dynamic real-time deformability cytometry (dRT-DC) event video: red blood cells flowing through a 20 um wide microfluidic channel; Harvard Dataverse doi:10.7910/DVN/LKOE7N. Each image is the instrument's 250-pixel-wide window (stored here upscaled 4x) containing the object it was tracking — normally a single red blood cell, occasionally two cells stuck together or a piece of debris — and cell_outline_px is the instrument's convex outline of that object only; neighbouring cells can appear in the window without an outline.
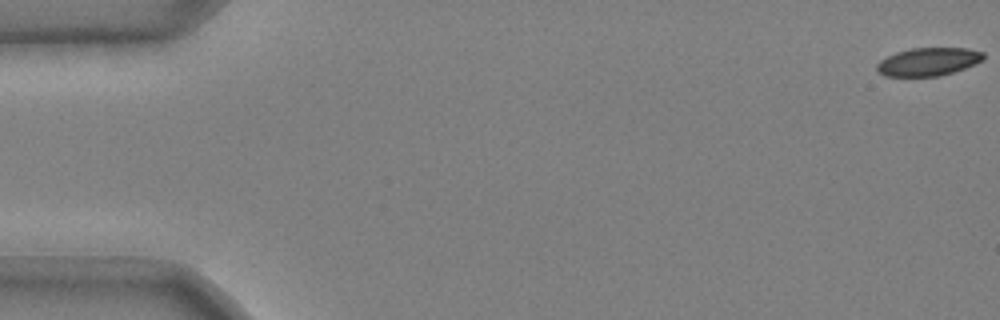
{"species": "common noctule bat (a hibernating species)", "species_latin": "Nyctalus noctula", "temperature_condition": "cold", "stored_images_in_passage": 48, "camera_frame_rate_fps": 3000, "um_per_image_px": 0.085, "animal": {"sex": "male", "body_mass_g": 20.4}, "frame": {"image": 1, "passage_image": 1, "time_ms": 0.0, "image_size_px": [1000, 320], "cell_outline_px": [[984, 60], [964, 68], [940, 76], [884, 76], [876, 72], [876, 64], [880, 60], [896, 52], [912, 48], [968, 48], [984, 52]], "centroid_in_image_um": [78.89, 5.24], "position_along_channel_um": 6.1, "area_um2": 17.51}}
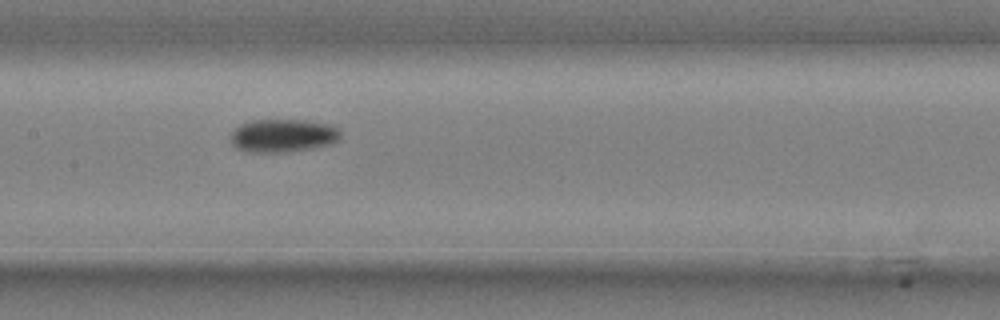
{"frame": {"image": 2, "passage_image": 27, "time_ms": 8.667, "image_size_px": [1000, 320], "cell_outline_px": [[340, 140], [332, 144], [312, 148], [288, 152], [248, 152], [236, 148], [232, 144], [232, 132], [240, 124], [252, 120], [308, 120], [336, 124], [340, 132]], "centroid_in_image_um": [24.12, 11.52], "position_along_channel_um": 183.3, "area_um2": 21.56}}
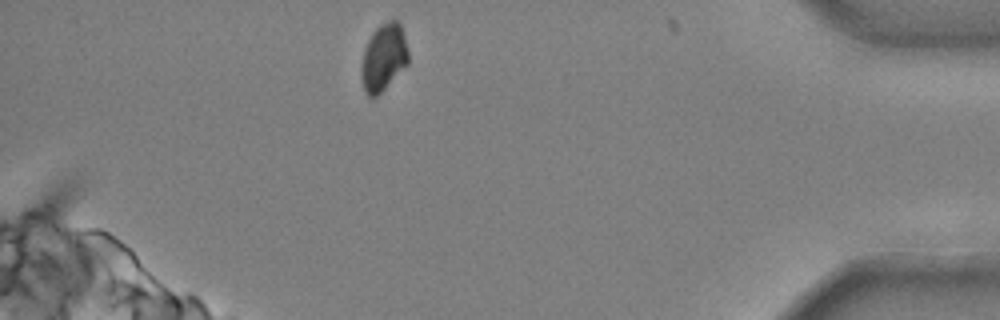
{"frame": {"image": 3, "passage_image": 48, "time_ms": 15.667, "image_size_px": [1000, 320], "cell_outline_px": [[408, 64], [376, 96], [368, 96], [364, 92], [360, 68], [364, 48], [372, 32], [380, 24], [388, 20], [396, 20], [400, 24], [404, 36], [408, 52]], "centroid_in_image_um": [32.59, 4.86], "position_along_channel_um": 402.6, "area_um2": 18.26}, "authors_computed_cell_mechanics": {"area_um2": 19.7965, "velocity_mm_per_s": 3.7036, "shape_relaxation_time_tau1_ms": 3.6002, "shape_relaxation_time_tau2_ms": null, "deformation_change_tau1": 0.0897, "deformation_change_tau2": null}}